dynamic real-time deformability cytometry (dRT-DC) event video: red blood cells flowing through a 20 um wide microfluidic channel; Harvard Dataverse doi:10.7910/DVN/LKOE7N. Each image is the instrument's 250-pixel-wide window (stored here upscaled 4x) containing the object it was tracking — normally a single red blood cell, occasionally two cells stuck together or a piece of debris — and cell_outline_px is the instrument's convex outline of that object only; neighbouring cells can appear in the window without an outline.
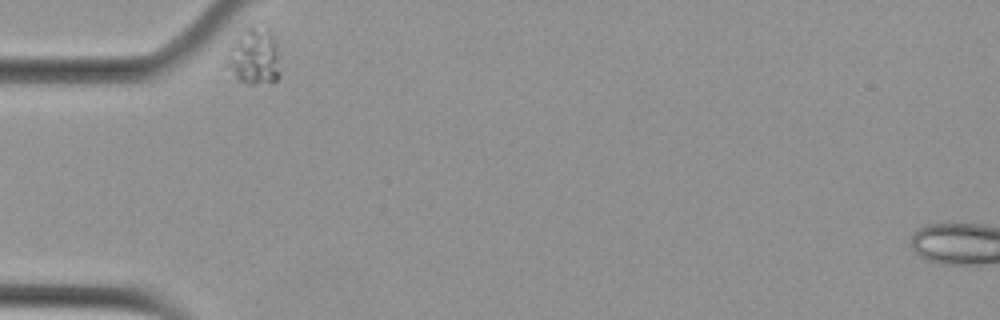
{"species": "Egyptian fruit bat (a non-hibernating species)", "species_latin": "Rousettus aegyptiacus", "temperature_condition": "cold", "stored_images_in_passage": 27, "camera_frame_rate_fps": 3000, "um_per_image_px": 0.085, "animal": {"sex": "female"}, "frame": {"image": 1, "passage_image": 1, "time_ms": 0.0, "image_size_px": [1000, 320], "cell_outline_px": [[280, 76], [276, 80], [252, 84], [248, 84], [240, 80], [236, 76], [228, 64], [228, 60], [236, 36], [248, 24], [256, 20], [260, 20], [272, 32], [276, 44], [280, 72]], "centroid_in_image_um": [21.67, 4.66], "position_along_channel_um": 63.3, "area_um2": 17.69}}
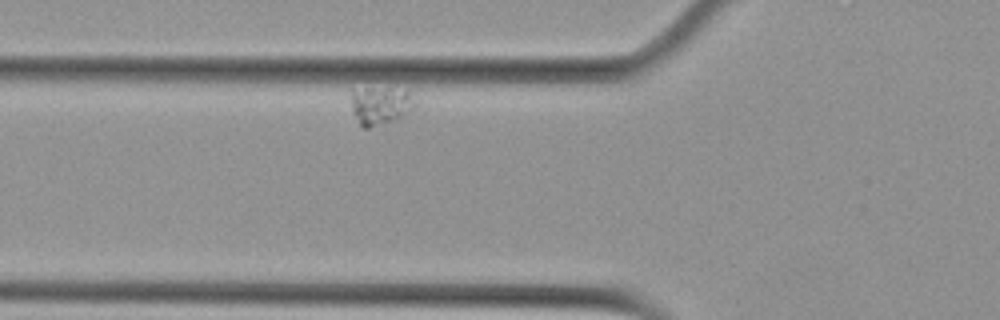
{"frame": {"image": 2, "passage_image": 5, "time_ms": 1.333, "image_size_px": [1000, 320], "cell_outline_px": [[416, 104], [404, 116], [368, 128], [364, 128], [360, 124], [352, 112], [352, 92], [368, 88], [388, 88], [408, 92], [416, 100]], "centroid_in_image_um": [32.34, 8.97], "position_along_channel_um": 93.5, "area_um2": 13.76}}
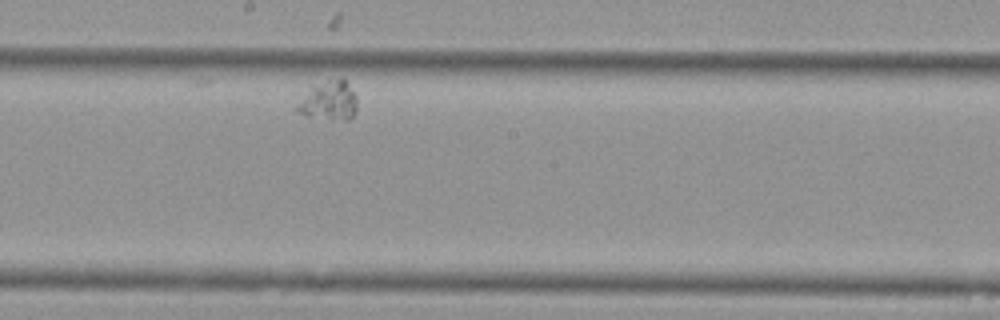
{"frame": {"image": 3, "passage_image": 19, "time_ms": 6.0, "image_size_px": [1000, 320], "cell_outline_px": [[356, 112], [348, 120], [332, 120], [304, 116], [296, 112], [296, 104], [312, 88], [328, 80], [344, 80], [356, 92]], "centroid_in_image_um": [27.97, 8.62], "position_along_channel_um": 220.2, "area_um2": 13.53}}